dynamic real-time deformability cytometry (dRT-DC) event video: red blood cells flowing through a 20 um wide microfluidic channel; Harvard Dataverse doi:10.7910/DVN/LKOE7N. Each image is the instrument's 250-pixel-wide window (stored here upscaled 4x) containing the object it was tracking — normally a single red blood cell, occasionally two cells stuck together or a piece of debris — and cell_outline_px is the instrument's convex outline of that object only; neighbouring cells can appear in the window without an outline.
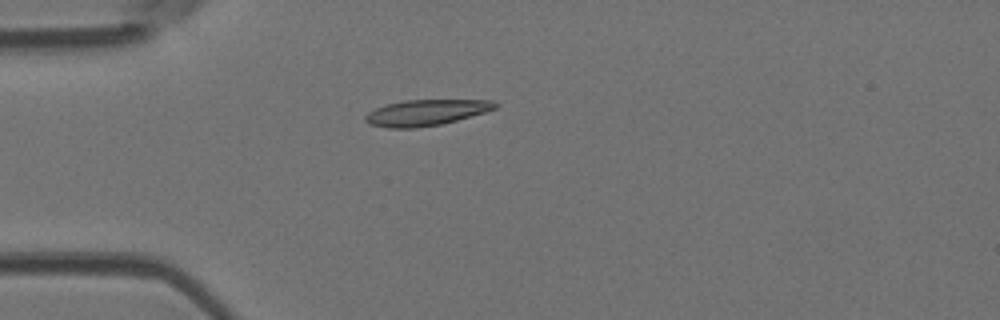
{"species": "Egyptian fruit bat (a non-hibernating species)", "species_latin": "Rousettus aegyptiacus", "temperature_condition": "room temperature", "stored_images_in_passage": 5, "camera_frame_rate_fps": 3000, "um_per_image_px": 0.085, "animal": {"sex": "female"}, "frame": {"image": 1, "passage_image": 4, "time_ms": 1.0, "image_size_px": [1000, 320], "cell_outline_px": [[496, 108], [484, 112], [456, 120], [440, 124], [416, 128], [388, 128], [372, 124], [364, 120], [364, 116], [368, 112], [376, 108], [388, 104], [404, 100], [492, 100], [496, 104]], "centroid_in_image_um": [36.18, 9.57], "position_along_channel_um": 48.8, "area_um2": 19.31}}